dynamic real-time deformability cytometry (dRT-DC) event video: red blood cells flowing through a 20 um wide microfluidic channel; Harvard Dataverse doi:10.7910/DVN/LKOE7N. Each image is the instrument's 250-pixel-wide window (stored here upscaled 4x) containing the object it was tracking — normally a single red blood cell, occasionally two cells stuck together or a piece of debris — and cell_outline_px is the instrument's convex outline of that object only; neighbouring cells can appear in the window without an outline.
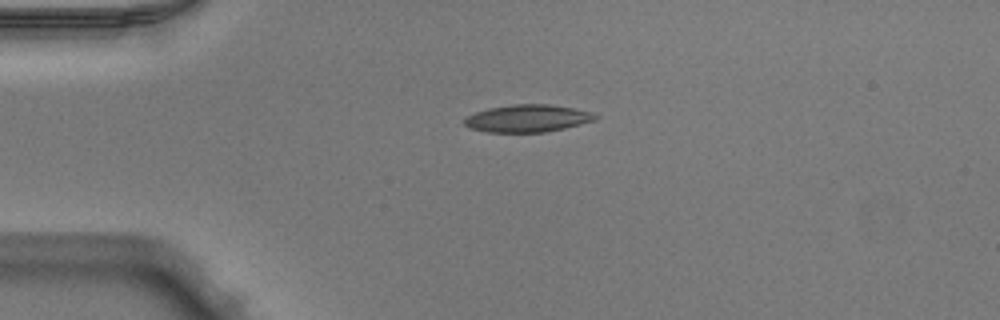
{"species": "Egyptian fruit bat (a non-hibernating species)", "species_latin": "Rousettus aegyptiacus", "temperature_condition": "warm", "stored_images_in_passage": 39, "camera_frame_rate_fps": 3000, "um_per_image_px": 0.085, "animal": {"sex": "male"}, "frame": {"image": 1, "passage_image": 1, "time_ms": 0.0, "image_size_px": [1000, 320], "cell_outline_px": [[600, 116], [596, 120], [564, 128], [544, 132], [488, 132], [468, 128], [464, 124], [464, 116], [488, 108], [512, 104], [548, 104], [572, 108], [592, 112]], "centroid_in_image_um": [44.82, 10.06], "position_along_channel_um": 40.2, "area_um2": 20.98}}
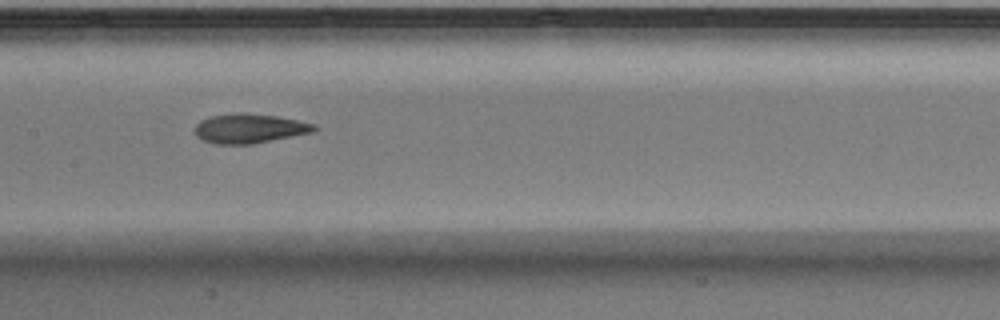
{"frame": {"image": 2, "passage_image": 14, "time_ms": 4.333, "image_size_px": [1000, 320], "cell_outline_px": [[316, 132], [252, 144], [212, 144], [200, 140], [196, 136], [196, 124], [200, 120], [212, 116], [236, 112], [240, 112], [276, 116], [316, 124]], "centroid_in_image_um": [21.2, 10.93], "position_along_channel_um": 186.2, "area_um2": 20.63}}
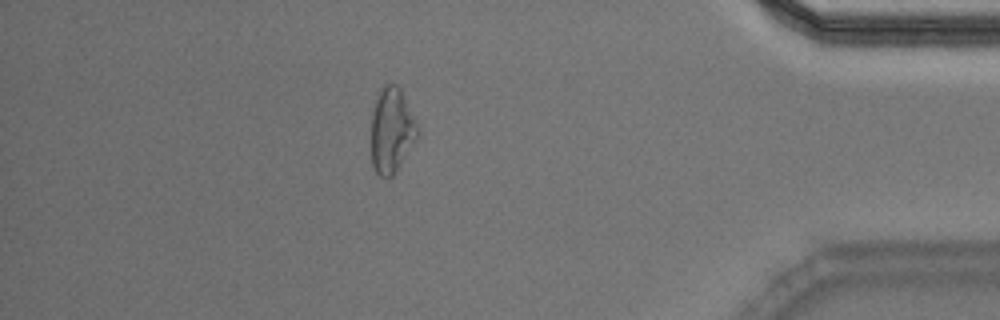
{"frame": {"image": 3, "passage_image": 33, "time_ms": 10.667, "image_size_px": [1000, 320], "cell_outline_px": [[420, 132], [416, 140], [396, 172], [392, 176], [380, 176], [376, 172], [372, 164], [372, 112], [380, 88], [384, 84], [396, 84], [400, 88]], "centroid_in_image_um": [33.29, 11.08], "position_along_channel_um": 401.9, "area_um2": 22.72}, "authors_computed_cell_mechanics": {"area_um2": 21.0392, "velocity_mm_per_s": 4.0152, "shape_relaxation_time_tau1_ms": 8.524, "shape_relaxation_time_tau2_ms": 3.5267, "deformation_change_tau1": 0.2055, "deformation_change_tau2": 0.1111}}